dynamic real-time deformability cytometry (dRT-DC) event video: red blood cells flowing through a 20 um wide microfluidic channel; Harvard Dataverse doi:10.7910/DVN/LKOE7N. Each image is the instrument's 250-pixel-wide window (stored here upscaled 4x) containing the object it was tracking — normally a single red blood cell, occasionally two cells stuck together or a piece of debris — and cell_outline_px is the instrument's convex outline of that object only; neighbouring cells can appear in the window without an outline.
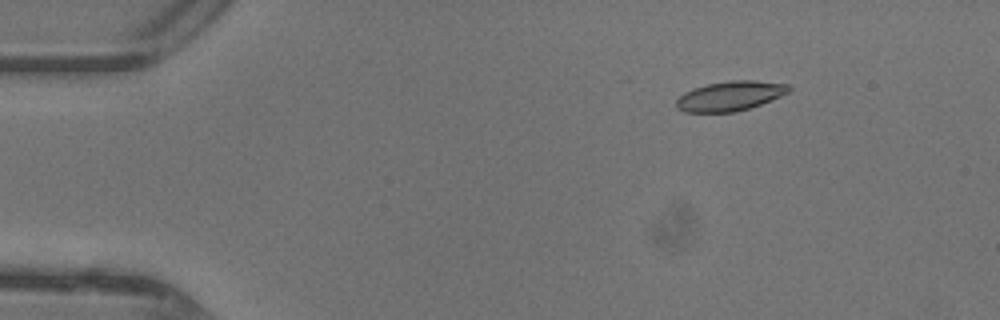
{"species": "common noctule bat (a hibernating species)", "species_latin": "Nyctalus noctula", "temperature_condition": "warm", "stored_images_in_passage": 29, "camera_frame_rate_fps": 3000, "um_per_image_px": 0.085, "animal": {"sex": "female"}, "frame": {"image": 1, "passage_image": 7, "time_ms": 2.0, "image_size_px": [1000, 320], "cell_outline_px": [[792, 88], [788, 92], [780, 96], [760, 104], [736, 112], [684, 112], [676, 108], [676, 100], [684, 92], [692, 88], [708, 84], [728, 80], [756, 80], [788, 84]], "centroid_in_image_um": [62.04, 8.15], "position_along_channel_um": 23.0, "area_um2": 19.48}}
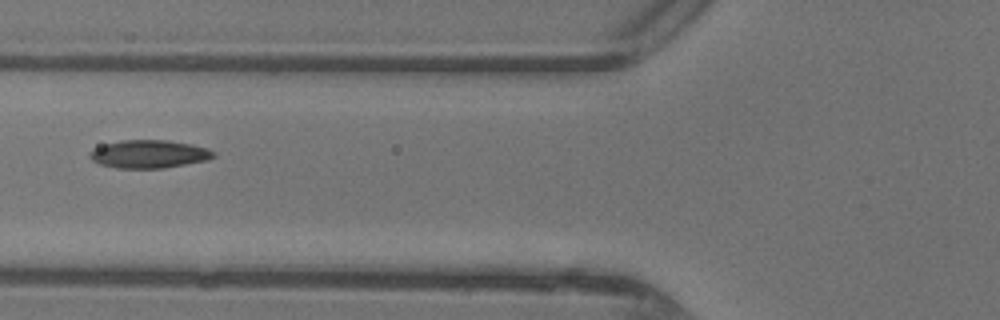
{"frame": {"image": 2, "passage_image": 19, "time_ms": 6.0, "image_size_px": [1000, 320], "cell_outline_px": [[216, 156], [208, 160], [164, 168], [116, 168], [100, 164], [92, 160], [88, 156], [88, 152], [104, 144], [120, 140], [168, 140], [192, 144], [208, 148], [216, 152]], "centroid_in_image_um": [12.69, 13.09], "position_along_channel_um": 113.1, "area_um2": 20.4}}
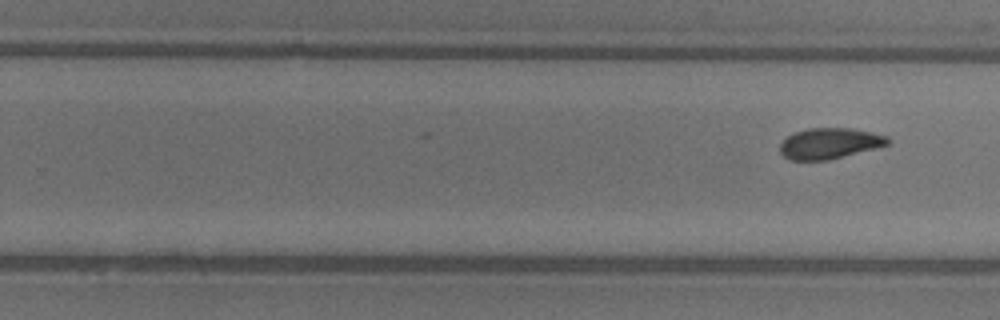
{"frame": {"image": 3, "passage_image": 29, "time_ms": 9.333, "image_size_px": [1000, 320], "cell_outline_px": [[892, 140], [888, 144], [828, 160], [792, 160], [784, 156], [780, 152], [780, 144], [788, 136], [796, 132], [808, 128], [848, 128], [888, 136]], "centroid_in_image_um": [70.49, 12.19], "position_along_channel_um": 259.3, "area_um2": 18.96}}